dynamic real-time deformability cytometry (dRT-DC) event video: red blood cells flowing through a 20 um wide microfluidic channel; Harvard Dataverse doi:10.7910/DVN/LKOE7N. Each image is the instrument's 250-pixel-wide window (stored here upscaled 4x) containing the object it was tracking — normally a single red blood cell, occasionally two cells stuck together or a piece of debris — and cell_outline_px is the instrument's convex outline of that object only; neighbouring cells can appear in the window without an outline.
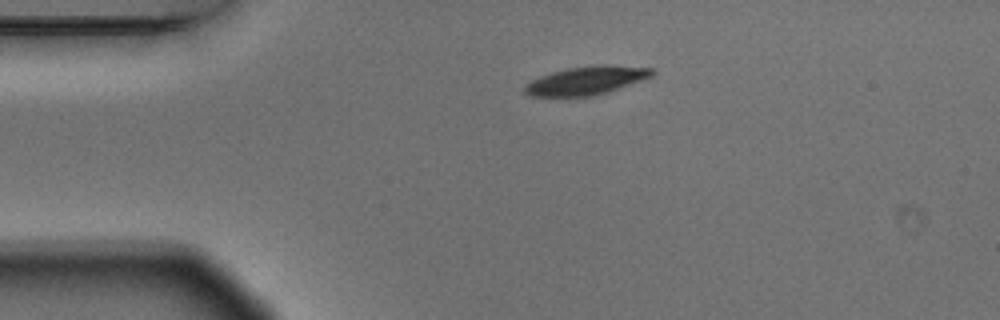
{"species": "Egyptian fruit bat (a non-hibernating species)", "species_latin": "Rousettus aegyptiacus", "temperature_condition": "warm", "stored_images_in_passage": 2, "camera_frame_rate_fps": 3000, "um_per_image_px": 0.085, "animal": {"sex": "male"}, "frame": {"image": 1, "passage_image": 1, "time_ms": 0.0, "image_size_px": [1000, 320], "cell_outline_px": [[656, 72], [652, 76], [592, 96], [532, 96], [524, 92], [524, 84], [540, 76], [552, 72], [568, 68], [604, 64], [608, 64], [652, 68]], "centroid_in_image_um": [49.81, 6.83], "position_along_channel_um": 35.2, "area_um2": 20.69}}
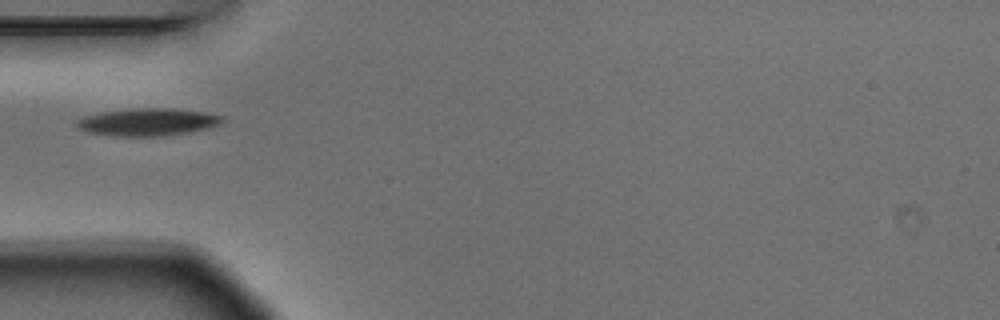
{"frame": {"image": 2, "passage_image": 2, "time_ms": 0.333, "image_size_px": [1000, 320], "cell_outline_px": [[224, 120], [220, 124], [212, 128], [192, 132], [164, 136], [112, 136], [88, 132], [80, 128], [76, 124], [76, 120], [84, 116], [100, 112], [136, 108], [172, 108], [204, 112], [224, 116]], "centroid_in_image_um": [12.61, 10.37], "position_along_channel_um": 72.4, "area_um2": 23.58}}